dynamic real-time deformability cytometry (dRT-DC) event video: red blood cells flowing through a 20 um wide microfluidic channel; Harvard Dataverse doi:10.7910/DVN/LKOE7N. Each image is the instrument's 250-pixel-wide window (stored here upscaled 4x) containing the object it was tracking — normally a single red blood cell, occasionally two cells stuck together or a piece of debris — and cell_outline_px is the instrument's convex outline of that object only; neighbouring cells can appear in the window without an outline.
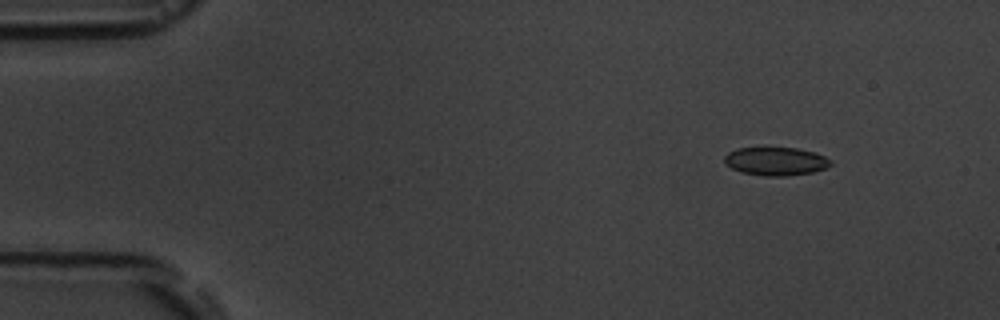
{"species": "common noctule bat (a hibernating species)", "species_latin": "Nyctalus noctula", "temperature_condition": "room temperature", "stored_images_in_passage": 5, "camera_frame_rate_fps": 3000, "um_per_image_px": 0.085, "animal": {"sex": "male", "body_mass_g": 19.5, "forearm_length_mm": 54.6}, "frame": {"image": 1, "passage_image": 2, "time_ms": 2.0, "image_size_px": [1000, 320], "cell_outline_px": [[832, 164], [824, 168], [812, 172], [788, 176], [764, 176], [740, 172], [724, 164], [724, 156], [728, 152], [736, 148], [796, 148], [816, 152], [832, 160]], "centroid_in_image_um": [65.92, 13.71], "position_along_channel_um": 19.1, "area_um2": 17.63}}
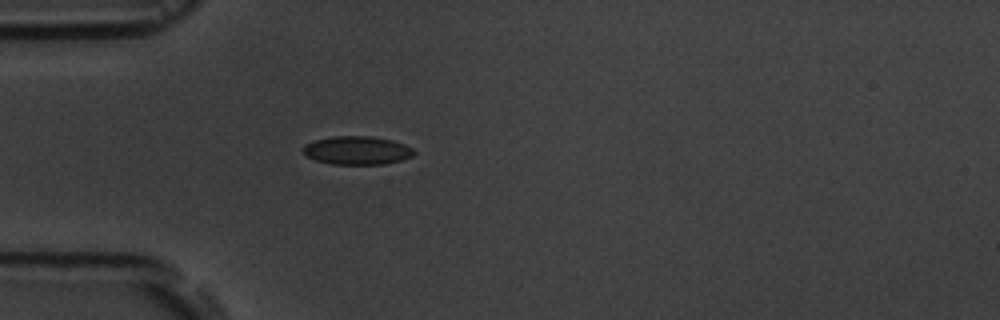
{"frame": {"image": 2, "passage_image": 5, "time_ms": 5.333, "image_size_px": [1000, 320], "cell_outline_px": [[416, 152], [412, 156], [400, 160], [384, 164], [332, 164], [316, 160], [308, 156], [300, 148], [304, 144], [316, 140], [332, 136], [368, 136], [392, 140], [404, 144], [412, 148]], "centroid_in_image_um": [30.34, 12.78], "position_along_channel_um": 54.7, "area_um2": 18.26}}